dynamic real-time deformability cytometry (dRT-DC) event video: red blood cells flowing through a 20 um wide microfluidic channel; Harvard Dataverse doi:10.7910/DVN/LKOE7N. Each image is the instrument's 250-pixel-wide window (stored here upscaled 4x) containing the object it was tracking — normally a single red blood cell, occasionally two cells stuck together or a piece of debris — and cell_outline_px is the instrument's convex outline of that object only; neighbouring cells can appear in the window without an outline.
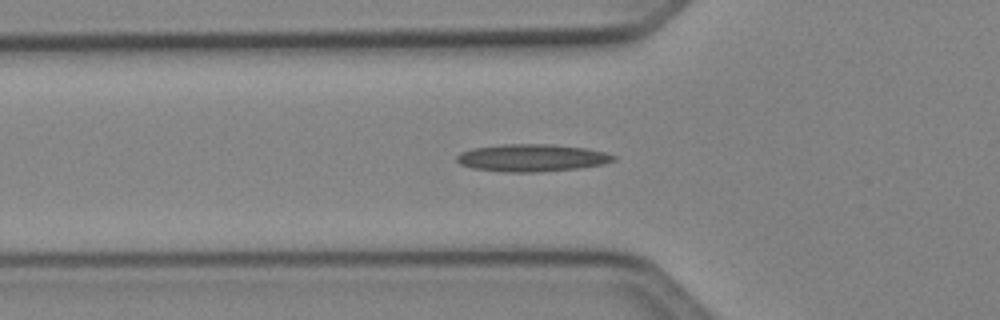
{"species": "Egyptian fruit bat (a non-hibernating species)", "species_latin": "Rousettus aegyptiacus", "temperature_condition": "cold", "stored_images_in_passage": 35, "segment_of_instrument_passage": [1, 2], "camera_frame_rate_fps": 3000, "um_per_image_px": 0.085, "animal": {"sex": "female"}, "frame": {"image": 1, "passage_image": 2, "time_ms": 0.333, "image_size_px": [1000, 320], "cell_outline_px": [[616, 160], [604, 164], [580, 168], [540, 172], [508, 172], [472, 168], [460, 164], [456, 160], [456, 156], [460, 152], [472, 148], [504, 144], [552, 144], [584, 148], [604, 152], [616, 156]], "centroid_in_image_um": [45.21, 13.42], "position_along_channel_um": 80.6, "area_um2": 25.09}}
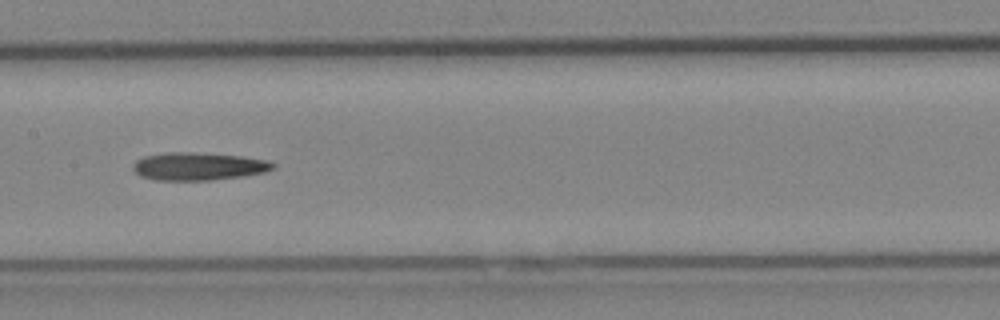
{"frame": {"image": 2, "passage_image": 10, "time_ms": 3.0, "image_size_px": [1000, 320], "cell_outline_px": [[276, 168], [264, 172], [244, 176], [212, 180], [156, 180], [140, 176], [132, 168], [132, 164], [136, 160], [144, 156], [168, 152], [192, 152], [240, 156], [268, 160], [276, 164]], "centroid_in_image_um": [16.87, 14.14], "position_along_channel_um": 190.5, "area_um2": 22.77}}
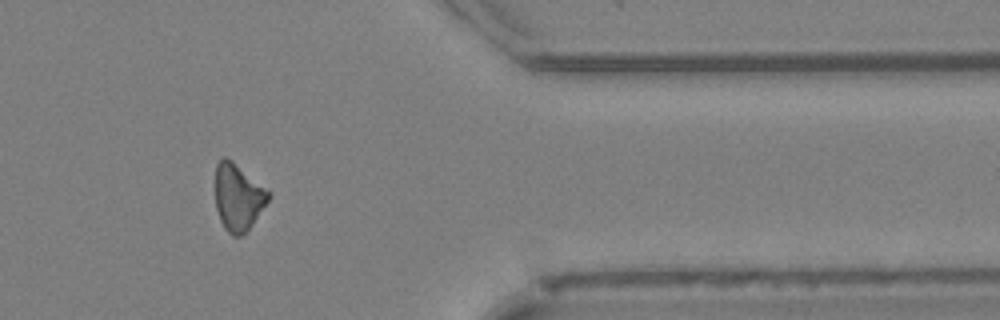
{"frame": {"image": 3, "passage_image": 26, "time_ms": 8.333, "image_size_px": [1000, 320], "cell_outline_px": [[272, 196], [252, 224], [240, 236], [232, 236], [224, 228], [220, 220], [216, 208], [216, 164], [224, 156], [232, 160], [272, 192]], "centroid_in_image_um": [20.26, 16.74], "position_along_channel_um": 391.1, "area_um2": 20.75}}